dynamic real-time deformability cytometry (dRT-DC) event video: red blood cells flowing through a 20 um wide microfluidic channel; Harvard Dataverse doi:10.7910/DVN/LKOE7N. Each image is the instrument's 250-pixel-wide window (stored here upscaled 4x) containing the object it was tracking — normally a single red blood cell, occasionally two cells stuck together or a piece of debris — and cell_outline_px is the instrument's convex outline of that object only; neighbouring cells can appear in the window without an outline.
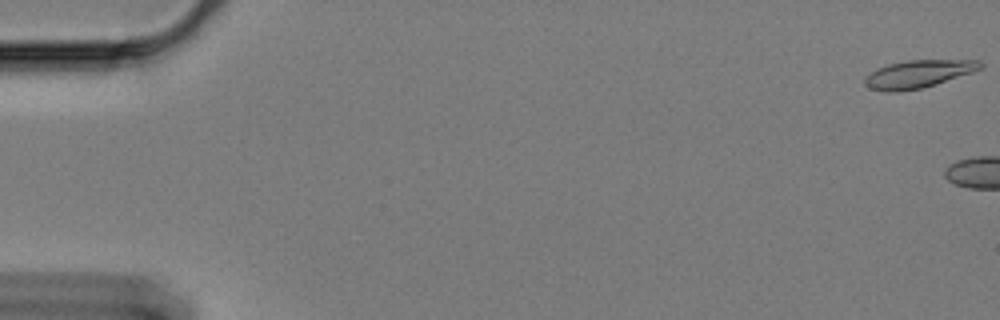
{"species": "Egyptian fruit bat (a non-hibernating species)", "species_latin": "Rousettus aegyptiacus", "temperature_condition": "cold", "stored_images_in_passage": 5, "camera_frame_rate_fps": 3000, "um_per_image_px": 0.085, "animal": {"sex": "female"}, "frame": {"image": 1, "passage_image": 1, "time_ms": 0.0, "image_size_px": [1000, 320], "cell_outline_px": [[984, 68], [972, 72], [920, 88], [896, 92], [888, 92], [868, 88], [864, 84], [864, 76], [876, 68], [888, 64], [908, 60], [980, 60], [984, 64]], "centroid_in_image_um": [78.01, 6.28], "position_along_channel_um": 7.0, "area_um2": 18.61}}